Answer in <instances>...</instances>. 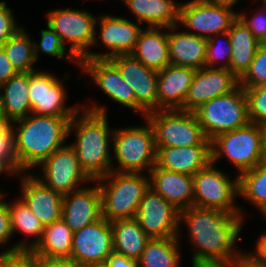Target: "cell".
<instances>
[{
	"label": "cell",
	"mask_w": 266,
	"mask_h": 267,
	"mask_svg": "<svg viewBox=\"0 0 266 267\" xmlns=\"http://www.w3.org/2000/svg\"><path fill=\"white\" fill-rule=\"evenodd\" d=\"M243 218L241 214L195 206L181 211L180 225L184 222L188 227L195 246L192 266L235 265L246 254L234 248Z\"/></svg>",
	"instance_id": "1"
},
{
	"label": "cell",
	"mask_w": 266,
	"mask_h": 267,
	"mask_svg": "<svg viewBox=\"0 0 266 267\" xmlns=\"http://www.w3.org/2000/svg\"><path fill=\"white\" fill-rule=\"evenodd\" d=\"M81 112L70 121L69 134L75 130L76 135V142L70 145L77 154L82 170L92 181H96L113 171L110 142H113L111 136L114 129L108 126L105 106L94 104Z\"/></svg>",
	"instance_id": "2"
},
{
	"label": "cell",
	"mask_w": 266,
	"mask_h": 267,
	"mask_svg": "<svg viewBox=\"0 0 266 267\" xmlns=\"http://www.w3.org/2000/svg\"><path fill=\"white\" fill-rule=\"evenodd\" d=\"M73 117H55L31 113L11 123L14 155L18 171L38 167L53 152L65 146ZM19 125L15 127V125Z\"/></svg>",
	"instance_id": "3"
},
{
	"label": "cell",
	"mask_w": 266,
	"mask_h": 267,
	"mask_svg": "<svg viewBox=\"0 0 266 267\" xmlns=\"http://www.w3.org/2000/svg\"><path fill=\"white\" fill-rule=\"evenodd\" d=\"M141 174L112 171L92 181L98 184L101 192L103 218L109 222L135 218L140 201L150 188L149 178Z\"/></svg>",
	"instance_id": "4"
},
{
	"label": "cell",
	"mask_w": 266,
	"mask_h": 267,
	"mask_svg": "<svg viewBox=\"0 0 266 267\" xmlns=\"http://www.w3.org/2000/svg\"><path fill=\"white\" fill-rule=\"evenodd\" d=\"M193 112L210 141L250 123L247 95L240 85L228 94L201 104Z\"/></svg>",
	"instance_id": "5"
},
{
	"label": "cell",
	"mask_w": 266,
	"mask_h": 267,
	"mask_svg": "<svg viewBox=\"0 0 266 267\" xmlns=\"http://www.w3.org/2000/svg\"><path fill=\"white\" fill-rule=\"evenodd\" d=\"M144 119L153 128L156 148L211 145L194 112L155 110L148 112Z\"/></svg>",
	"instance_id": "6"
},
{
	"label": "cell",
	"mask_w": 266,
	"mask_h": 267,
	"mask_svg": "<svg viewBox=\"0 0 266 267\" xmlns=\"http://www.w3.org/2000/svg\"><path fill=\"white\" fill-rule=\"evenodd\" d=\"M146 126H133L115 129L113 133V152L119 168L115 172L142 173L156 165V147L154 131L147 119ZM116 169V170H115Z\"/></svg>",
	"instance_id": "7"
},
{
	"label": "cell",
	"mask_w": 266,
	"mask_h": 267,
	"mask_svg": "<svg viewBox=\"0 0 266 267\" xmlns=\"http://www.w3.org/2000/svg\"><path fill=\"white\" fill-rule=\"evenodd\" d=\"M211 153L214 164L221 156H227L238 169L239 175L254 168L264 160L261 125L250 122L244 127L218 135L211 141Z\"/></svg>",
	"instance_id": "8"
},
{
	"label": "cell",
	"mask_w": 266,
	"mask_h": 267,
	"mask_svg": "<svg viewBox=\"0 0 266 267\" xmlns=\"http://www.w3.org/2000/svg\"><path fill=\"white\" fill-rule=\"evenodd\" d=\"M215 166L211 161L193 176V206L242 216L241 207L234 203L239 195L238 176L232 181Z\"/></svg>",
	"instance_id": "9"
},
{
	"label": "cell",
	"mask_w": 266,
	"mask_h": 267,
	"mask_svg": "<svg viewBox=\"0 0 266 267\" xmlns=\"http://www.w3.org/2000/svg\"><path fill=\"white\" fill-rule=\"evenodd\" d=\"M47 17V25L59 35L63 44L70 42L68 53H72L79 61L90 52L87 47L97 43V18L90 12L62 8L49 11Z\"/></svg>",
	"instance_id": "10"
},
{
	"label": "cell",
	"mask_w": 266,
	"mask_h": 267,
	"mask_svg": "<svg viewBox=\"0 0 266 267\" xmlns=\"http://www.w3.org/2000/svg\"><path fill=\"white\" fill-rule=\"evenodd\" d=\"M237 18L238 13L231 7L209 0H191L180 4L178 25L190 29L188 33L209 39L213 35L228 32Z\"/></svg>",
	"instance_id": "11"
},
{
	"label": "cell",
	"mask_w": 266,
	"mask_h": 267,
	"mask_svg": "<svg viewBox=\"0 0 266 267\" xmlns=\"http://www.w3.org/2000/svg\"><path fill=\"white\" fill-rule=\"evenodd\" d=\"M63 80L56 76L39 71L30 72L29 99L32 113L55 117H74L83 106L65 107L66 90Z\"/></svg>",
	"instance_id": "12"
},
{
	"label": "cell",
	"mask_w": 266,
	"mask_h": 267,
	"mask_svg": "<svg viewBox=\"0 0 266 267\" xmlns=\"http://www.w3.org/2000/svg\"><path fill=\"white\" fill-rule=\"evenodd\" d=\"M39 167H42L43 177L39 179L46 187L61 195L78 190L79 183L92 180L82 170L74 148L69 144L53 152Z\"/></svg>",
	"instance_id": "13"
},
{
	"label": "cell",
	"mask_w": 266,
	"mask_h": 267,
	"mask_svg": "<svg viewBox=\"0 0 266 267\" xmlns=\"http://www.w3.org/2000/svg\"><path fill=\"white\" fill-rule=\"evenodd\" d=\"M135 219L150 238L180 237V211L151 188L140 201Z\"/></svg>",
	"instance_id": "14"
},
{
	"label": "cell",
	"mask_w": 266,
	"mask_h": 267,
	"mask_svg": "<svg viewBox=\"0 0 266 267\" xmlns=\"http://www.w3.org/2000/svg\"><path fill=\"white\" fill-rule=\"evenodd\" d=\"M109 60L134 91L135 111L146 116L148 112L157 110L158 72L131 55H119Z\"/></svg>",
	"instance_id": "15"
},
{
	"label": "cell",
	"mask_w": 266,
	"mask_h": 267,
	"mask_svg": "<svg viewBox=\"0 0 266 267\" xmlns=\"http://www.w3.org/2000/svg\"><path fill=\"white\" fill-rule=\"evenodd\" d=\"M113 251L111 222L103 217L73 233L70 259L79 267L106 262Z\"/></svg>",
	"instance_id": "16"
},
{
	"label": "cell",
	"mask_w": 266,
	"mask_h": 267,
	"mask_svg": "<svg viewBox=\"0 0 266 267\" xmlns=\"http://www.w3.org/2000/svg\"><path fill=\"white\" fill-rule=\"evenodd\" d=\"M99 18V19H98ZM96 19L95 24L99 22L100 41L110 52L88 54L83 59H110L119 55H130L143 30L140 23H134L124 17L113 15H101ZM99 20V21H98Z\"/></svg>",
	"instance_id": "17"
},
{
	"label": "cell",
	"mask_w": 266,
	"mask_h": 267,
	"mask_svg": "<svg viewBox=\"0 0 266 267\" xmlns=\"http://www.w3.org/2000/svg\"><path fill=\"white\" fill-rule=\"evenodd\" d=\"M239 86V79L228 69L203 67L196 70L188 89L184 111L193 112L201 104L228 94Z\"/></svg>",
	"instance_id": "18"
},
{
	"label": "cell",
	"mask_w": 266,
	"mask_h": 267,
	"mask_svg": "<svg viewBox=\"0 0 266 267\" xmlns=\"http://www.w3.org/2000/svg\"><path fill=\"white\" fill-rule=\"evenodd\" d=\"M79 67L114 102L135 111L134 91L109 59H82Z\"/></svg>",
	"instance_id": "19"
},
{
	"label": "cell",
	"mask_w": 266,
	"mask_h": 267,
	"mask_svg": "<svg viewBox=\"0 0 266 267\" xmlns=\"http://www.w3.org/2000/svg\"><path fill=\"white\" fill-rule=\"evenodd\" d=\"M102 217L99 186L82 187L63 196L62 219L73 233Z\"/></svg>",
	"instance_id": "20"
},
{
	"label": "cell",
	"mask_w": 266,
	"mask_h": 267,
	"mask_svg": "<svg viewBox=\"0 0 266 267\" xmlns=\"http://www.w3.org/2000/svg\"><path fill=\"white\" fill-rule=\"evenodd\" d=\"M21 180V199L44 226L62 219L63 195L32 174H25Z\"/></svg>",
	"instance_id": "21"
},
{
	"label": "cell",
	"mask_w": 266,
	"mask_h": 267,
	"mask_svg": "<svg viewBox=\"0 0 266 267\" xmlns=\"http://www.w3.org/2000/svg\"><path fill=\"white\" fill-rule=\"evenodd\" d=\"M196 69L169 64L158 71L157 110L184 111L188 89Z\"/></svg>",
	"instance_id": "22"
},
{
	"label": "cell",
	"mask_w": 266,
	"mask_h": 267,
	"mask_svg": "<svg viewBox=\"0 0 266 267\" xmlns=\"http://www.w3.org/2000/svg\"><path fill=\"white\" fill-rule=\"evenodd\" d=\"M150 188L180 212L193 206V176L159 168L149 172Z\"/></svg>",
	"instance_id": "23"
},
{
	"label": "cell",
	"mask_w": 266,
	"mask_h": 267,
	"mask_svg": "<svg viewBox=\"0 0 266 267\" xmlns=\"http://www.w3.org/2000/svg\"><path fill=\"white\" fill-rule=\"evenodd\" d=\"M159 168L194 176L212 161L211 145L156 148Z\"/></svg>",
	"instance_id": "24"
},
{
	"label": "cell",
	"mask_w": 266,
	"mask_h": 267,
	"mask_svg": "<svg viewBox=\"0 0 266 267\" xmlns=\"http://www.w3.org/2000/svg\"><path fill=\"white\" fill-rule=\"evenodd\" d=\"M178 27L167 28L170 64L196 70L205 67L207 39L188 32H174Z\"/></svg>",
	"instance_id": "25"
},
{
	"label": "cell",
	"mask_w": 266,
	"mask_h": 267,
	"mask_svg": "<svg viewBox=\"0 0 266 267\" xmlns=\"http://www.w3.org/2000/svg\"><path fill=\"white\" fill-rule=\"evenodd\" d=\"M161 27H147L139 35L133 52L130 54L149 69L160 71L170 64L168 30Z\"/></svg>",
	"instance_id": "26"
},
{
	"label": "cell",
	"mask_w": 266,
	"mask_h": 267,
	"mask_svg": "<svg viewBox=\"0 0 266 267\" xmlns=\"http://www.w3.org/2000/svg\"><path fill=\"white\" fill-rule=\"evenodd\" d=\"M140 24L169 28L179 23L180 3L173 0H123Z\"/></svg>",
	"instance_id": "27"
},
{
	"label": "cell",
	"mask_w": 266,
	"mask_h": 267,
	"mask_svg": "<svg viewBox=\"0 0 266 267\" xmlns=\"http://www.w3.org/2000/svg\"><path fill=\"white\" fill-rule=\"evenodd\" d=\"M30 72L17 73L0 86L3 110L11 123L23 119L32 113L29 99Z\"/></svg>",
	"instance_id": "28"
},
{
	"label": "cell",
	"mask_w": 266,
	"mask_h": 267,
	"mask_svg": "<svg viewBox=\"0 0 266 267\" xmlns=\"http://www.w3.org/2000/svg\"><path fill=\"white\" fill-rule=\"evenodd\" d=\"M228 33L232 51L230 71L240 79L248 70L261 44L239 17Z\"/></svg>",
	"instance_id": "29"
},
{
	"label": "cell",
	"mask_w": 266,
	"mask_h": 267,
	"mask_svg": "<svg viewBox=\"0 0 266 267\" xmlns=\"http://www.w3.org/2000/svg\"><path fill=\"white\" fill-rule=\"evenodd\" d=\"M114 251L128 258L139 260L151 239L135 218L111 222Z\"/></svg>",
	"instance_id": "30"
},
{
	"label": "cell",
	"mask_w": 266,
	"mask_h": 267,
	"mask_svg": "<svg viewBox=\"0 0 266 267\" xmlns=\"http://www.w3.org/2000/svg\"><path fill=\"white\" fill-rule=\"evenodd\" d=\"M73 232L63 219L44 226L40 243L32 250L40 259H70Z\"/></svg>",
	"instance_id": "31"
},
{
	"label": "cell",
	"mask_w": 266,
	"mask_h": 267,
	"mask_svg": "<svg viewBox=\"0 0 266 267\" xmlns=\"http://www.w3.org/2000/svg\"><path fill=\"white\" fill-rule=\"evenodd\" d=\"M13 203H8L11 216L12 233L14 234L18 230L28 237L35 236L37 238L31 241V243L28 241L19 242L12 247L13 252L17 250H33L42 240L44 225L30 211L21 198L17 199L16 202Z\"/></svg>",
	"instance_id": "32"
},
{
	"label": "cell",
	"mask_w": 266,
	"mask_h": 267,
	"mask_svg": "<svg viewBox=\"0 0 266 267\" xmlns=\"http://www.w3.org/2000/svg\"><path fill=\"white\" fill-rule=\"evenodd\" d=\"M179 237L151 238L140 257L139 267H179Z\"/></svg>",
	"instance_id": "33"
},
{
	"label": "cell",
	"mask_w": 266,
	"mask_h": 267,
	"mask_svg": "<svg viewBox=\"0 0 266 267\" xmlns=\"http://www.w3.org/2000/svg\"><path fill=\"white\" fill-rule=\"evenodd\" d=\"M239 197L256 205L266 217V161L238 175Z\"/></svg>",
	"instance_id": "34"
},
{
	"label": "cell",
	"mask_w": 266,
	"mask_h": 267,
	"mask_svg": "<svg viewBox=\"0 0 266 267\" xmlns=\"http://www.w3.org/2000/svg\"><path fill=\"white\" fill-rule=\"evenodd\" d=\"M1 46L18 73L36 71L33 66L36 63L34 42L23 27Z\"/></svg>",
	"instance_id": "35"
},
{
	"label": "cell",
	"mask_w": 266,
	"mask_h": 267,
	"mask_svg": "<svg viewBox=\"0 0 266 267\" xmlns=\"http://www.w3.org/2000/svg\"><path fill=\"white\" fill-rule=\"evenodd\" d=\"M41 41L40 43L34 42V55L36 61L38 60V53L41 52L48 54L49 56H55L58 59H64L67 57V60L75 61L76 65H80V61L72 54H66V48L63 44L59 35L47 25V30H41Z\"/></svg>",
	"instance_id": "36"
},
{
	"label": "cell",
	"mask_w": 266,
	"mask_h": 267,
	"mask_svg": "<svg viewBox=\"0 0 266 267\" xmlns=\"http://www.w3.org/2000/svg\"><path fill=\"white\" fill-rule=\"evenodd\" d=\"M223 37V40L225 41V45L219 42V38L221 36ZM231 43H230V37L228 32H224L222 34H217L212 36L211 38L207 39V50H206V59H205V67L207 68H214L216 66L215 63L221 62L220 60H224L225 64L220 65L219 67L215 68H223L230 70V64H231ZM223 58V59H222Z\"/></svg>",
	"instance_id": "37"
},
{
	"label": "cell",
	"mask_w": 266,
	"mask_h": 267,
	"mask_svg": "<svg viewBox=\"0 0 266 267\" xmlns=\"http://www.w3.org/2000/svg\"><path fill=\"white\" fill-rule=\"evenodd\" d=\"M241 87L266 85V45L261 44L250 63L248 70L239 79Z\"/></svg>",
	"instance_id": "38"
},
{
	"label": "cell",
	"mask_w": 266,
	"mask_h": 267,
	"mask_svg": "<svg viewBox=\"0 0 266 267\" xmlns=\"http://www.w3.org/2000/svg\"><path fill=\"white\" fill-rule=\"evenodd\" d=\"M243 88L247 95L250 122L266 124V85Z\"/></svg>",
	"instance_id": "39"
},
{
	"label": "cell",
	"mask_w": 266,
	"mask_h": 267,
	"mask_svg": "<svg viewBox=\"0 0 266 267\" xmlns=\"http://www.w3.org/2000/svg\"><path fill=\"white\" fill-rule=\"evenodd\" d=\"M4 250L0 253V267H40V258L32 250Z\"/></svg>",
	"instance_id": "40"
},
{
	"label": "cell",
	"mask_w": 266,
	"mask_h": 267,
	"mask_svg": "<svg viewBox=\"0 0 266 267\" xmlns=\"http://www.w3.org/2000/svg\"><path fill=\"white\" fill-rule=\"evenodd\" d=\"M0 161L14 174H20L14 155L13 130L11 124L0 129Z\"/></svg>",
	"instance_id": "41"
},
{
	"label": "cell",
	"mask_w": 266,
	"mask_h": 267,
	"mask_svg": "<svg viewBox=\"0 0 266 267\" xmlns=\"http://www.w3.org/2000/svg\"><path fill=\"white\" fill-rule=\"evenodd\" d=\"M264 6L262 10L254 15L252 18H248L244 13H238V17L244 22L248 29L253 33L256 40L260 44L266 43V4L263 2Z\"/></svg>",
	"instance_id": "42"
},
{
	"label": "cell",
	"mask_w": 266,
	"mask_h": 267,
	"mask_svg": "<svg viewBox=\"0 0 266 267\" xmlns=\"http://www.w3.org/2000/svg\"><path fill=\"white\" fill-rule=\"evenodd\" d=\"M20 28L22 27L17 26L12 10L5 1H0V45L6 42Z\"/></svg>",
	"instance_id": "43"
},
{
	"label": "cell",
	"mask_w": 266,
	"mask_h": 267,
	"mask_svg": "<svg viewBox=\"0 0 266 267\" xmlns=\"http://www.w3.org/2000/svg\"><path fill=\"white\" fill-rule=\"evenodd\" d=\"M3 197L4 195L0 191V247L2 246V249L13 236L8 202L4 201Z\"/></svg>",
	"instance_id": "44"
},
{
	"label": "cell",
	"mask_w": 266,
	"mask_h": 267,
	"mask_svg": "<svg viewBox=\"0 0 266 267\" xmlns=\"http://www.w3.org/2000/svg\"><path fill=\"white\" fill-rule=\"evenodd\" d=\"M17 73L12 62L8 59L5 50L0 45V86L9 81Z\"/></svg>",
	"instance_id": "45"
},
{
	"label": "cell",
	"mask_w": 266,
	"mask_h": 267,
	"mask_svg": "<svg viewBox=\"0 0 266 267\" xmlns=\"http://www.w3.org/2000/svg\"><path fill=\"white\" fill-rule=\"evenodd\" d=\"M109 267H139V261L113 251L106 259Z\"/></svg>",
	"instance_id": "46"
},
{
	"label": "cell",
	"mask_w": 266,
	"mask_h": 267,
	"mask_svg": "<svg viewBox=\"0 0 266 267\" xmlns=\"http://www.w3.org/2000/svg\"><path fill=\"white\" fill-rule=\"evenodd\" d=\"M256 249L253 253L247 254L253 261L261 266L266 265V231H263L256 242Z\"/></svg>",
	"instance_id": "47"
},
{
	"label": "cell",
	"mask_w": 266,
	"mask_h": 267,
	"mask_svg": "<svg viewBox=\"0 0 266 267\" xmlns=\"http://www.w3.org/2000/svg\"><path fill=\"white\" fill-rule=\"evenodd\" d=\"M40 267H79L71 259H40Z\"/></svg>",
	"instance_id": "48"
},
{
	"label": "cell",
	"mask_w": 266,
	"mask_h": 267,
	"mask_svg": "<svg viewBox=\"0 0 266 267\" xmlns=\"http://www.w3.org/2000/svg\"><path fill=\"white\" fill-rule=\"evenodd\" d=\"M235 267H265L257 264L246 253L236 264Z\"/></svg>",
	"instance_id": "49"
},
{
	"label": "cell",
	"mask_w": 266,
	"mask_h": 267,
	"mask_svg": "<svg viewBox=\"0 0 266 267\" xmlns=\"http://www.w3.org/2000/svg\"><path fill=\"white\" fill-rule=\"evenodd\" d=\"M10 125V122L7 120L4 110H3V105H2V100L0 96V129L7 127Z\"/></svg>",
	"instance_id": "50"
},
{
	"label": "cell",
	"mask_w": 266,
	"mask_h": 267,
	"mask_svg": "<svg viewBox=\"0 0 266 267\" xmlns=\"http://www.w3.org/2000/svg\"><path fill=\"white\" fill-rule=\"evenodd\" d=\"M209 1L216 3V4H220L223 6H228V7L233 8L235 3H237L239 0H209Z\"/></svg>",
	"instance_id": "51"
},
{
	"label": "cell",
	"mask_w": 266,
	"mask_h": 267,
	"mask_svg": "<svg viewBox=\"0 0 266 267\" xmlns=\"http://www.w3.org/2000/svg\"><path fill=\"white\" fill-rule=\"evenodd\" d=\"M263 133V159L266 161V124L261 125Z\"/></svg>",
	"instance_id": "52"
},
{
	"label": "cell",
	"mask_w": 266,
	"mask_h": 267,
	"mask_svg": "<svg viewBox=\"0 0 266 267\" xmlns=\"http://www.w3.org/2000/svg\"><path fill=\"white\" fill-rule=\"evenodd\" d=\"M6 172L8 175H14L1 161H0V173Z\"/></svg>",
	"instance_id": "53"
},
{
	"label": "cell",
	"mask_w": 266,
	"mask_h": 267,
	"mask_svg": "<svg viewBox=\"0 0 266 267\" xmlns=\"http://www.w3.org/2000/svg\"><path fill=\"white\" fill-rule=\"evenodd\" d=\"M85 267H109V266L106 262H98V263L87 265Z\"/></svg>",
	"instance_id": "54"
},
{
	"label": "cell",
	"mask_w": 266,
	"mask_h": 267,
	"mask_svg": "<svg viewBox=\"0 0 266 267\" xmlns=\"http://www.w3.org/2000/svg\"><path fill=\"white\" fill-rule=\"evenodd\" d=\"M192 267H235V265H209V266H192Z\"/></svg>",
	"instance_id": "55"
}]
</instances>
